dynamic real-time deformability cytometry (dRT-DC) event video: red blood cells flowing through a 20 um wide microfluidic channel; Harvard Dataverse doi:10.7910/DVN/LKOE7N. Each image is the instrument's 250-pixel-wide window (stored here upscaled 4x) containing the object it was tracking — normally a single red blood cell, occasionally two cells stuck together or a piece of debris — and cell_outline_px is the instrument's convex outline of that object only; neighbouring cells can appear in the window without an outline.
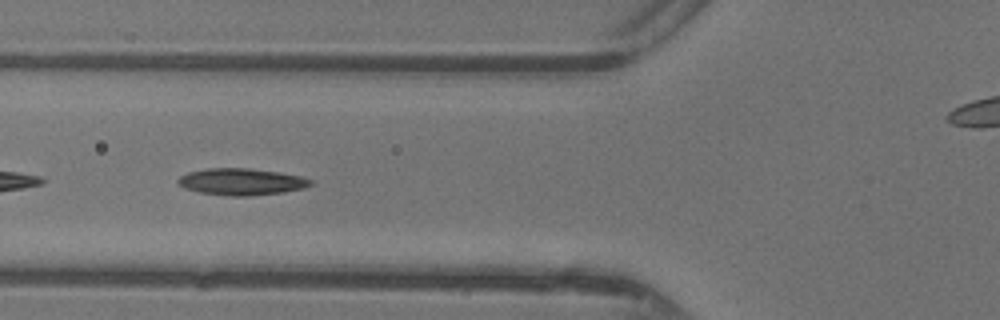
{"species": "common noctule bat (a hibernating species)", "species_latin": "Nyctalus noctula", "temperature_condition": "warm", "stored_images_in_passage": 20, "camera_frame_rate_fps": 3000, "um_per_image_px": 0.085, "animal": {"sex": "female"}, "frame": {"image": 1, "passage_image": 4, "time_ms": 1.0, "image_size_px": [1000, 320], "cell_outline_px": [[312, 184], [304, 188], [284, 192], [248, 196], [228, 196], [200, 192], [184, 188], [176, 180], [180, 176], [188, 172], [208, 168], [248, 168], [276, 172], [300, 176], [312, 180]], "centroid_in_image_um": [20.51, 15.45], "position_along_channel_um": 105.3, "area_um2": 20.52}}
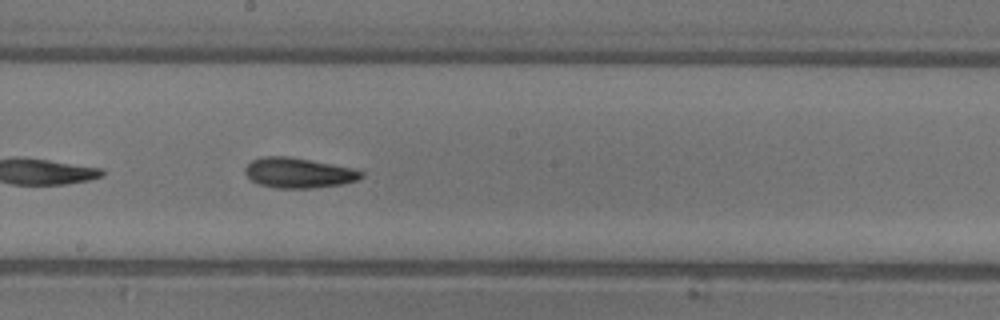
{"frame": {"image": 2, "passage_image": 12, "time_ms": 3.667, "image_size_px": [1000, 320], "cell_outline_px": [[364, 176], [356, 180], [340, 184], [312, 188], [276, 188], [260, 184], [252, 180], [244, 172], [244, 168], [252, 160], [264, 156], [288, 156], [352, 168], [364, 172]], "centroid_in_image_um": [25.36, 14.69], "position_along_channel_um": 222.8, "area_um2": 20.17}}
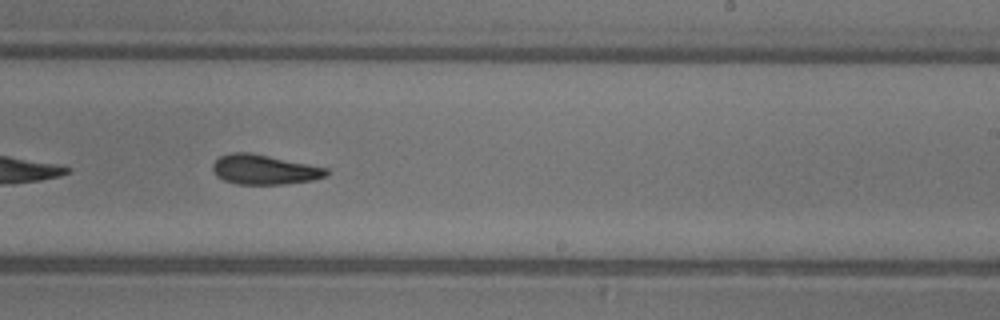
{"frame": {"image": 3, "passage_image": 15, "time_ms": 4.667, "image_size_px": [1000, 320], "cell_outline_px": [[328, 172], [324, 176], [312, 180], [284, 184], [236, 184], [224, 180], [216, 176], [212, 168], [212, 164], [220, 156], [232, 152], [248, 152], [328, 168]], "centroid_in_image_um": [22.42, 14.42], "position_along_channel_um": 266.6, "area_um2": 19.48}}